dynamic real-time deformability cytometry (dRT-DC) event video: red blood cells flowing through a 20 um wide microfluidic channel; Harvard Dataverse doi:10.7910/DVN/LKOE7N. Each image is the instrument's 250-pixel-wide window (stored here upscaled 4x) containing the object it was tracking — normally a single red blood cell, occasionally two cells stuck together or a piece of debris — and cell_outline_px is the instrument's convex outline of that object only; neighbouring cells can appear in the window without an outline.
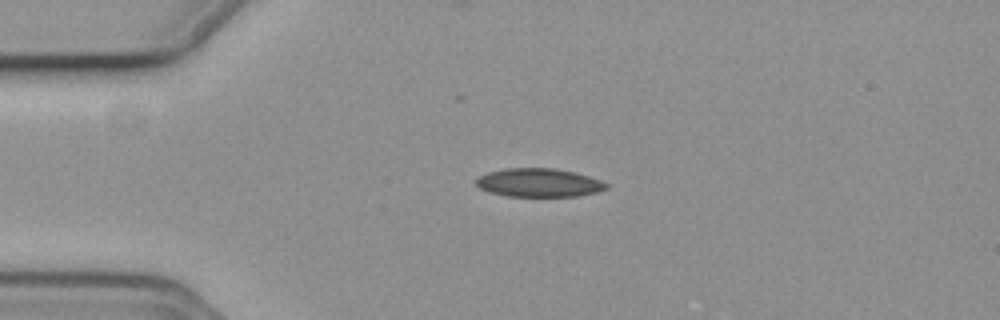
{"species": "common noctule bat (a hibernating species)", "species_latin": "Nyctalus noctula", "temperature_condition": "cold", "stored_images_in_passage": 43, "camera_frame_rate_fps": 3000, "um_per_image_px": 0.085, "animal": {"sex": "female", "body_mass_g": 19.3, "forearm_length_mm": 54.1}, "frame": {"image": 1, "passage_image": 1, "time_ms": 0.0, "image_size_px": [1000, 320], "cell_outline_px": [[608, 188], [596, 192], [576, 196], [508, 196], [488, 192], [480, 188], [476, 184], [476, 180], [480, 176], [488, 172], [504, 168], [556, 168], [576, 172], [600, 180], [608, 184]], "centroid_in_image_um": [45.8, 15.52], "position_along_channel_um": 39.2, "area_um2": 21.62}}
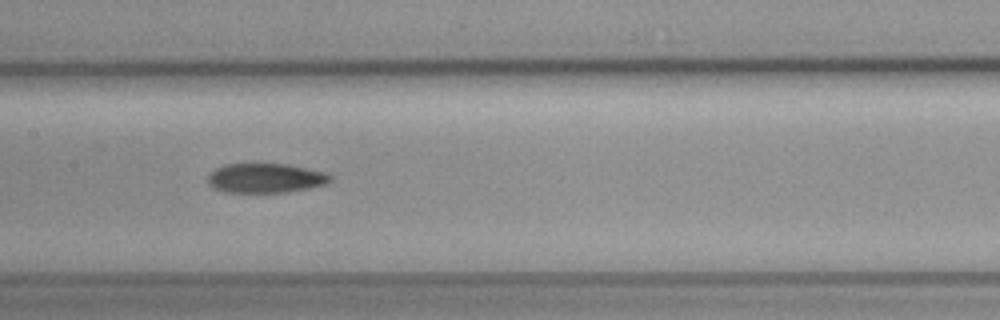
{"frame": {"image": 2, "passage_image": 15, "time_ms": 4.667, "image_size_px": [1000, 320], "cell_outline_px": [[332, 180], [328, 184], [308, 188], [284, 192], [224, 192], [212, 188], [208, 184], [208, 176], [216, 168], [224, 164], [288, 164], [324, 172], [332, 176]], "centroid_in_image_um": [22.57, 15.14], "position_along_channel_um": 184.8, "area_um2": 21.04}}
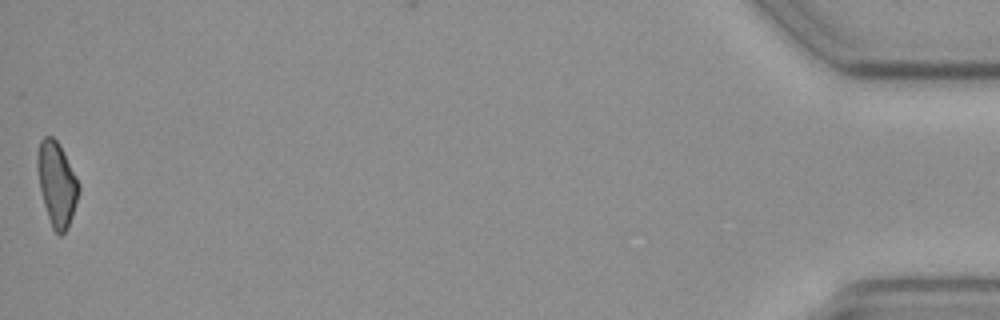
{"frame": {"image": 3, "passage_image": 43, "time_ms": 14.0, "image_size_px": [1000, 320], "cell_outline_px": [[80, 192], [68, 228], [60, 236], [52, 228], [44, 204], [40, 188], [36, 168], [36, 156], [40, 140], [44, 136], [52, 136], [60, 144], [80, 184]], "centroid_in_image_um": [4.82, 15.6], "position_along_channel_um": 430.4, "area_um2": 20.4}}